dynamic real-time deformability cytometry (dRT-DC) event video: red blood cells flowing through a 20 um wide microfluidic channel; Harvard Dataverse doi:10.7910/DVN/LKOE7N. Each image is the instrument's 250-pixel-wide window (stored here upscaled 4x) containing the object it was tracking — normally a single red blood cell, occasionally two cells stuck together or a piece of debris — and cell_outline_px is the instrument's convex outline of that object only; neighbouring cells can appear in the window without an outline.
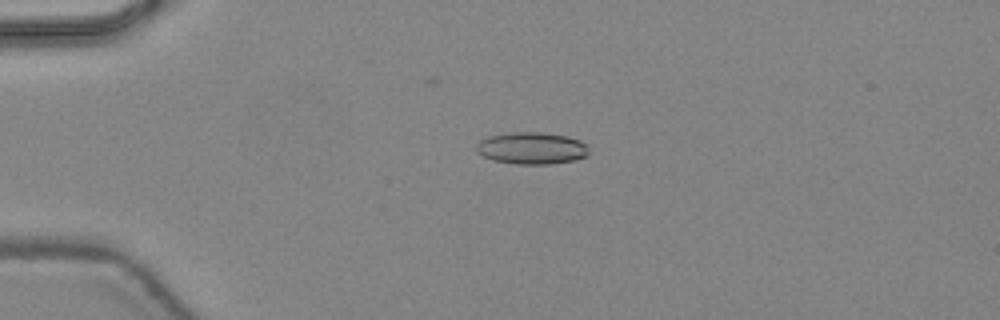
{"species": "common noctule bat (a hibernating species)", "species_latin": "Nyctalus noctula", "temperature_condition": "warm", "stored_images_in_passage": 42, "camera_frame_rate_fps": 3000, "um_per_image_px": 0.085, "animal": {"sex": "female", "body_mass_g": 24.6, "forearm_length_mm": 56.2}, "frame": {"image": 1, "passage_image": 6, "time_ms": 1.667, "image_size_px": [1000, 320], "cell_outline_px": [[588, 156], [576, 160], [548, 164], [516, 164], [492, 160], [476, 152], [476, 144], [480, 140], [488, 136], [508, 132], [540, 132], [568, 136], [580, 140], [588, 144]], "centroid_in_image_um": [45.21, 12.59], "position_along_channel_um": 39.8, "area_um2": 21.27}}
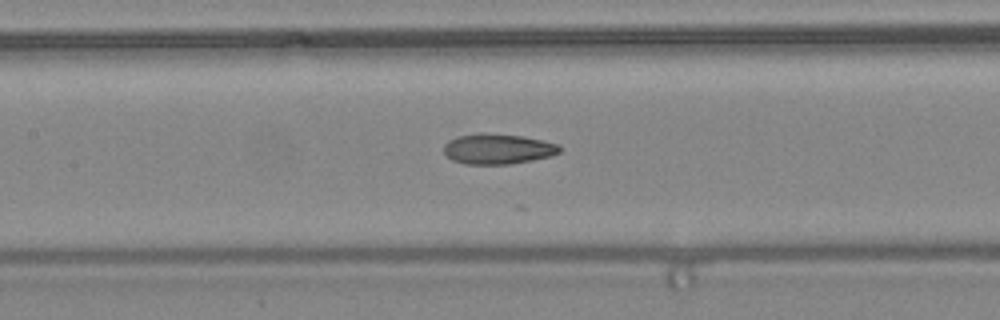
{"frame": {"image": 2, "passage_image": 17, "time_ms": 5.333, "image_size_px": [1000, 320], "cell_outline_px": [[560, 152], [552, 156], [532, 160], [508, 164], [464, 164], [452, 160], [444, 152], [444, 144], [448, 140], [456, 136], [480, 132], [484, 132], [524, 136], [544, 140], [560, 144]], "centroid_in_image_um": [42.32, 12.64], "position_along_channel_um": 165.1, "area_um2": 20.81}}
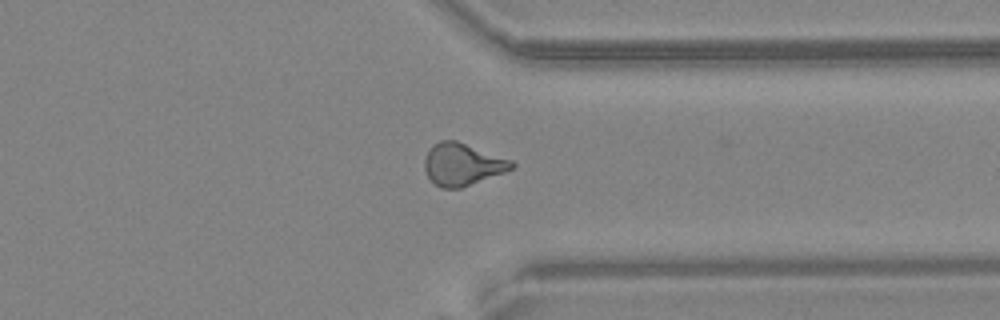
{"frame": {"image": 3, "passage_image": 31, "time_ms": 10.0, "image_size_px": [1000, 320], "cell_outline_px": [[516, 164], [512, 168], [504, 172], [460, 188], [440, 188], [428, 176], [424, 168], [424, 160], [432, 144], [440, 140], [456, 140], [512, 160]], "centroid_in_image_um": [39.29, 13.96], "position_along_channel_um": 372.1, "area_um2": 21.21}, "authors_computed_cell_mechanics": {"area_um2": 20.4901, "velocity_mm_per_s": 4.4561, "shape_relaxation_time_tau1_ms": null, "shape_relaxation_time_tau2_ms": 2.1079, "deformation_change_tau1": null, "deformation_change_tau2": 0.0856}}